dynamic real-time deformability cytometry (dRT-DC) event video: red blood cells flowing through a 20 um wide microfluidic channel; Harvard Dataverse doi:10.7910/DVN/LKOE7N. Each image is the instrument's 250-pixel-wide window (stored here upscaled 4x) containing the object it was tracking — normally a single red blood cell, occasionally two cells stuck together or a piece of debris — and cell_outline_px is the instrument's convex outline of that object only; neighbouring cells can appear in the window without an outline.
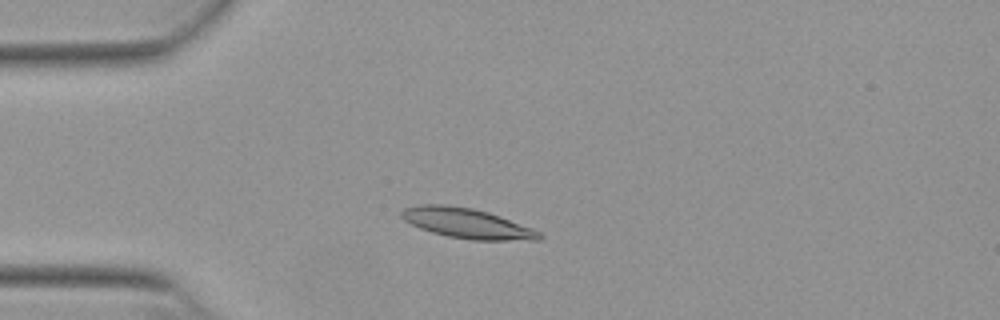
{"species": "Egyptian fruit bat (a non-hibernating species)", "species_latin": "Rousettus aegyptiacus", "temperature_condition": "warm", "stored_images_in_passage": 50, "camera_frame_rate_fps": 3000, "um_per_image_px": 0.085, "animal": {"sex": "female"}, "frame": {"image": 1, "passage_image": 11, "time_ms": 3.333, "image_size_px": [1000, 320], "cell_outline_px": [[544, 236], [540, 240], [472, 240], [448, 236], [432, 232], [420, 228], [404, 220], [400, 216], [400, 212], [404, 208], [420, 204], [448, 204], [472, 208], [488, 212], [500, 216], [532, 228], [540, 232]], "centroid_in_image_um": [39.69, 18.97], "position_along_channel_um": 45.3, "area_um2": 24.16}}
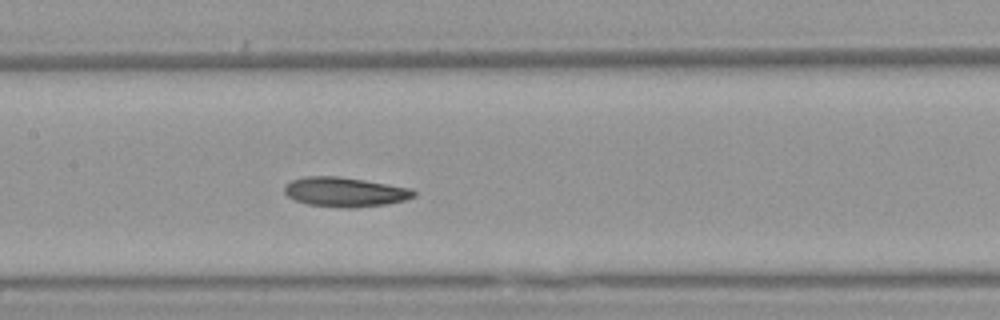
{"frame": {"image": 2, "passage_image": 23, "time_ms": 7.333, "image_size_px": [1000, 320], "cell_outline_px": [[416, 196], [404, 200], [388, 204], [352, 208], [340, 208], [308, 204], [296, 200], [288, 196], [284, 192], [284, 184], [292, 180], [304, 176], [340, 176], [412, 188], [416, 192]], "centroid_in_image_um": [29.32, 16.31], "position_along_channel_um": 178.1, "area_um2": 22.43}}
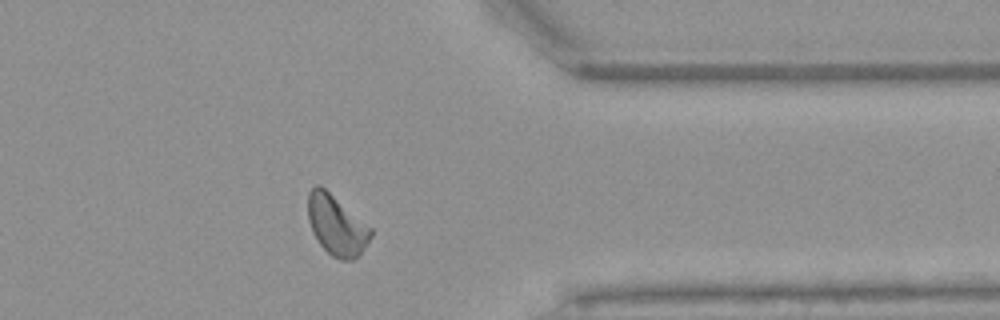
{"frame": {"image": 3, "passage_image": 40, "time_ms": 13.0, "image_size_px": [1000, 320], "cell_outline_px": [[372, 236], [364, 248], [352, 260], [340, 260], [332, 256], [320, 244], [312, 232], [308, 220], [308, 192], [316, 184], [320, 184], [372, 228]], "centroid_in_image_um": [28.59, 19.13], "position_along_channel_um": 382.8, "area_um2": 21.85}, "authors_computed_cell_mechanics": {"area_um2": 21.9062, "velocity_mm_per_s": 3.8264, "shape_relaxation_time_tau1_ms": 9.5026, "shape_relaxation_time_tau2_ms": 6.3721, "deformation_change_tau1": 0.2001, "deformation_change_tau2": 0.1197}}